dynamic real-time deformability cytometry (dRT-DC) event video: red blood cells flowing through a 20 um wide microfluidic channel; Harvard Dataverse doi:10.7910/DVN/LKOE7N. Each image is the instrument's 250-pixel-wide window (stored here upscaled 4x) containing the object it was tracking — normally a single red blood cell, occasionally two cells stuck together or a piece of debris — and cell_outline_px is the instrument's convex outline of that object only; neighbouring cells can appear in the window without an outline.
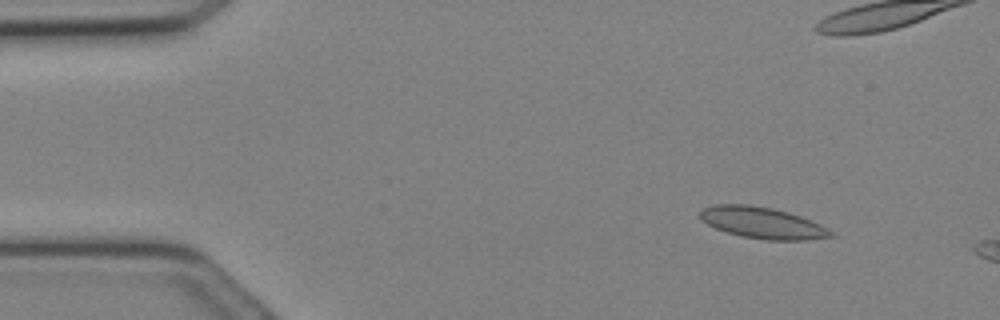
{"species": "Egyptian fruit bat (a non-hibernating species)", "species_latin": "Rousettus aegyptiacus", "temperature_condition": "cold", "stored_images_in_passage": 13, "camera_frame_rate_fps": 3000, "um_per_image_px": 0.085, "animal": {"sex": "female"}, "frame": {"image": 1, "passage_image": 3, "time_ms": 0.667, "image_size_px": [1000, 320], "cell_outline_px": [[836, 236], [808, 240], [768, 240], [740, 236], [716, 228], [700, 220], [700, 212], [704, 208], [712, 204], [748, 204], [772, 208], [788, 212], [800, 216], [832, 232]], "centroid_in_image_um": [64.75, 18.94], "position_along_channel_um": 20.2, "area_um2": 23.64}}
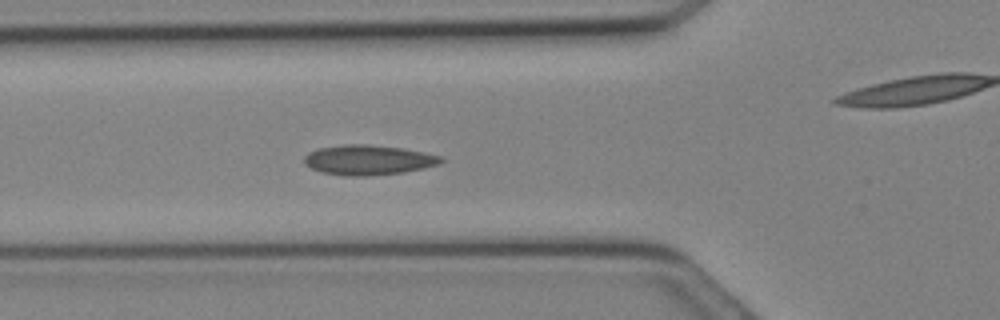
{"frame": {"image": 2, "passage_image": 10, "time_ms": 3.0, "image_size_px": [1000, 320], "cell_outline_px": [[444, 160], [440, 164], [424, 168], [404, 172], [368, 176], [344, 176], [320, 172], [304, 164], [304, 156], [308, 152], [320, 148], [344, 144], [364, 144], [400, 148], [444, 156]], "centroid_in_image_um": [31.3, 13.6], "position_along_channel_um": 94.5, "area_um2": 23.93}}